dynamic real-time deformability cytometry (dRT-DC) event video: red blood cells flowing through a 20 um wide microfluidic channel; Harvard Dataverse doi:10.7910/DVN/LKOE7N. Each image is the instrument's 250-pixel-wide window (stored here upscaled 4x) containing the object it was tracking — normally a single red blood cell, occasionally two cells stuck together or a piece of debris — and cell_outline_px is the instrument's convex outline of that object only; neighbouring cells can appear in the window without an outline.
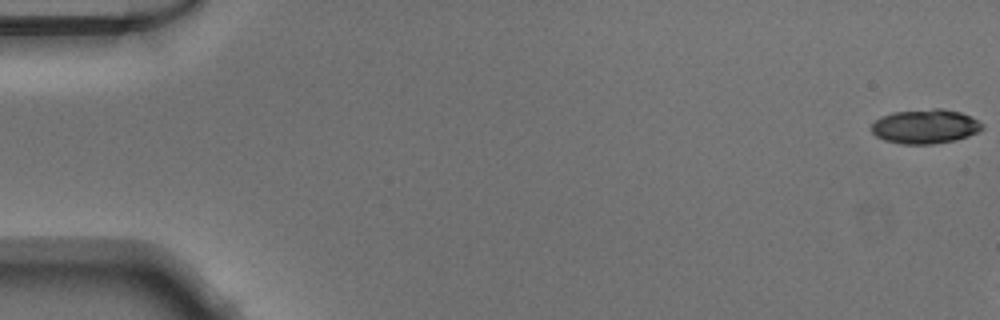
{"species": "Egyptian fruit bat (a non-hibernating species)", "species_latin": "Rousettus aegyptiacus", "temperature_condition": "warm", "stored_images_in_passage": 7, "camera_frame_rate_fps": 3000, "um_per_image_px": 0.085, "animal": {"sex": "male"}, "frame": {"image": 1, "passage_image": 1, "time_ms": 0.0, "image_size_px": [1000, 320], "cell_outline_px": [[984, 128], [980, 132], [956, 140], [932, 144], [900, 144], [884, 140], [876, 136], [872, 132], [872, 124], [880, 116], [892, 112], [932, 108], [940, 108], [960, 112], [972, 116], [984, 124]], "centroid_in_image_um": [78.68, 10.74], "position_along_channel_um": 6.3, "area_um2": 22.48}}